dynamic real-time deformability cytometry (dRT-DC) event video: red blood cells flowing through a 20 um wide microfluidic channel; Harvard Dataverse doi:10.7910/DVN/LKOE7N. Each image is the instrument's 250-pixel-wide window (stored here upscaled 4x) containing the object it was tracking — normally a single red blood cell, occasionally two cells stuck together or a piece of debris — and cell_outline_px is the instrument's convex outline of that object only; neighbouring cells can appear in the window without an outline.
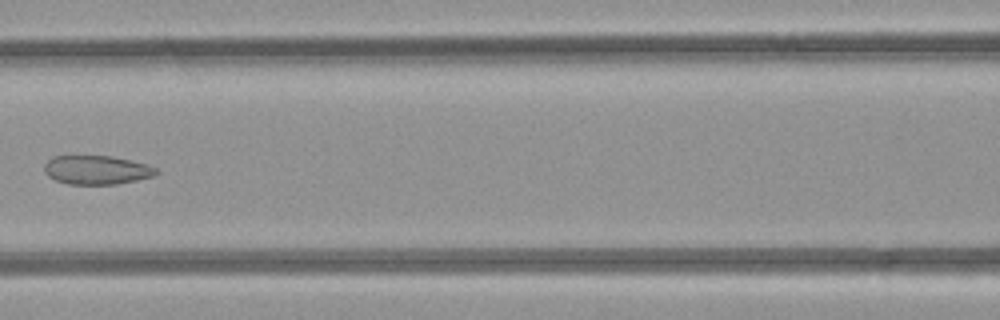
{"species": "common noctule bat (a hibernating species)", "species_latin": "Nyctalus noctula", "temperature_condition": "room temperature", "stored_images_in_passage": 5, "camera_frame_rate_fps": 3000, "um_per_image_px": 0.085, "animal": {"sex": "female", "body_mass_g": 21.9}, "frame": {"image": 1, "passage_image": 5, "time_ms": 4.667, "image_size_px": [1000, 320], "cell_outline_px": [[160, 172], [152, 176], [136, 180], [116, 184], [68, 184], [56, 180], [48, 176], [44, 172], [44, 164], [52, 156], [112, 156], [148, 164], [156, 168]], "centroid_in_image_um": [8.21, 14.44], "position_along_channel_um": 158.4, "area_um2": 18.84}}